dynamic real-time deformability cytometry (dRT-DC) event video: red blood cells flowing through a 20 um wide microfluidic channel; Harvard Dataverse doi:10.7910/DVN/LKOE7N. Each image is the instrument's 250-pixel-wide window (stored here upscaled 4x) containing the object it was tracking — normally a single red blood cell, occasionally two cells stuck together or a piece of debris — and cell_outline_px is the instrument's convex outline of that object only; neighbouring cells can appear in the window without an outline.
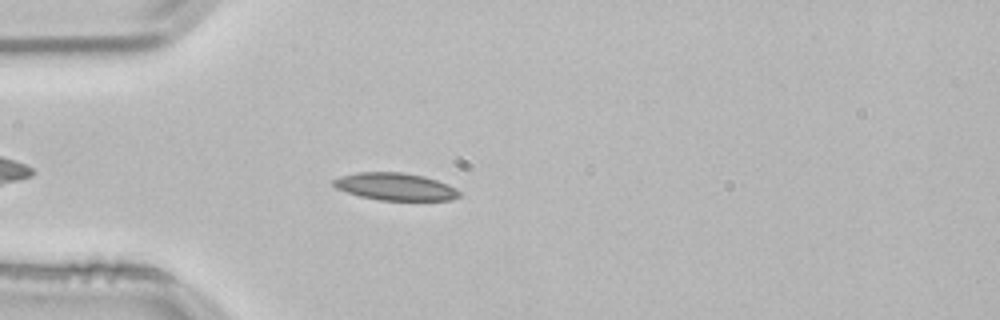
{"species": "common noctule bat (a hibernating species)", "species_latin": "Nyctalus noctula", "temperature_condition": "room temperature", "stored_images_in_passage": 38, "camera_frame_rate_fps": 3000, "um_per_image_px": 0.085, "animal": {"sex": "male", "body_mass_g": 21.5, "forearm_length_mm": 52.0}, "frame": {"image": 1, "passage_image": 6, "time_ms": 1.667, "image_size_px": [1000, 320], "cell_outline_px": [[460, 196], [452, 200], [380, 200], [360, 196], [336, 188], [332, 184], [332, 180], [340, 176], [356, 172], [404, 172], [424, 176], [448, 184], [456, 188], [460, 192]], "centroid_in_image_um": [33.6, 15.85], "position_along_channel_um": 51.4, "area_um2": 20.11}}
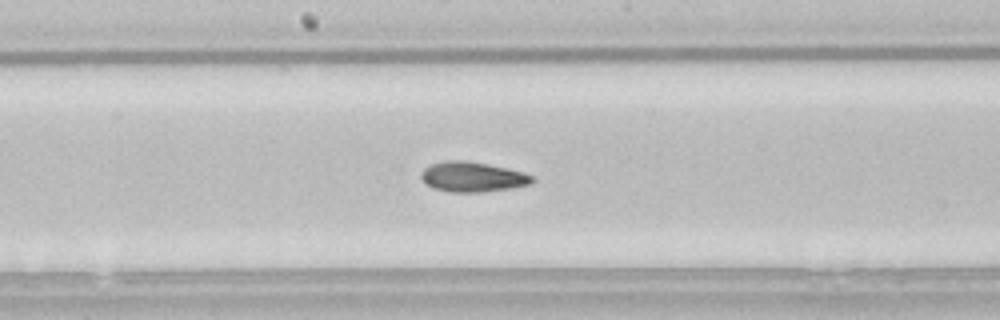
{"frame": {"image": 2, "passage_image": 19, "time_ms": 6.0, "image_size_px": [1000, 320], "cell_outline_px": [[536, 180], [532, 184], [512, 188], [484, 192], [452, 192], [432, 188], [420, 176], [420, 172], [428, 164], [448, 160], [468, 160], [488, 164], [524, 172], [532, 176]], "centroid_in_image_um": [40.17, 15.03], "position_along_channel_um": 208.0, "area_um2": 19.65}}
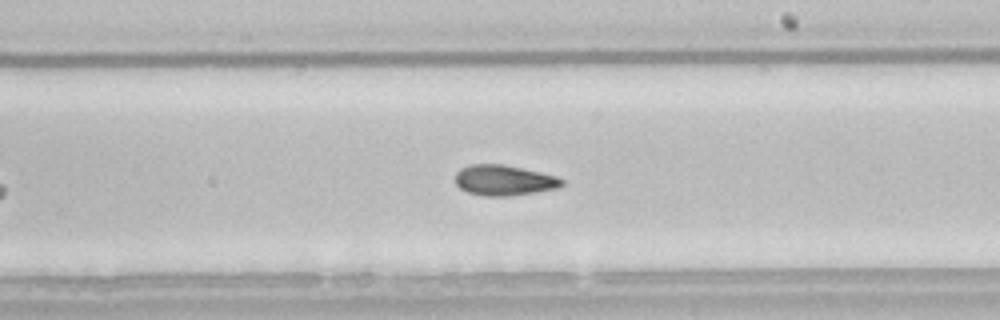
{"frame": {"image": 3, "passage_image": 22, "time_ms": 7.0, "image_size_px": [1000, 320], "cell_outline_px": [[564, 184], [556, 188], [536, 192], [508, 196], [484, 196], [468, 192], [460, 188], [456, 184], [456, 172], [460, 168], [468, 164], [504, 164], [540, 172], [556, 176], [564, 180]], "centroid_in_image_um": [42.82, 15.31], "position_along_channel_um": 246.2, "area_um2": 18.96}, "authors_computed_cell_mechanics": {"area_um2": 19.074, "velocity_mm_per_s": 3.8352, "shape_relaxation_time_tau1_ms": 7.9912, "shape_relaxation_time_tau2_ms": 4.2441, "deformation_change_tau1": 0.1888, "deformation_change_tau2": 0.1078}}